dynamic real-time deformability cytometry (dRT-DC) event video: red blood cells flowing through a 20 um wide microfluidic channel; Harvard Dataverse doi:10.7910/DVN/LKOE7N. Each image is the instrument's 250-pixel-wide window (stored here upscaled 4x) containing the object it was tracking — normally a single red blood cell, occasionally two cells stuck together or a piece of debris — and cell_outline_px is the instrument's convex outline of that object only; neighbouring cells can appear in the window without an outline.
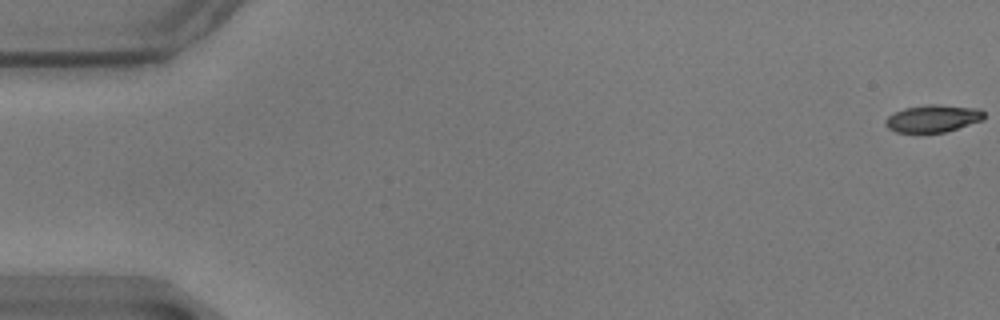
{"species": "common noctule bat (a hibernating species)", "species_latin": "Nyctalus noctula", "temperature_condition": "warm", "stored_images_in_passage": 9, "camera_frame_rate_fps": 3000, "um_per_image_px": 0.085, "animal": {"sex": "male", "body_mass_g": 17.9}, "frame": {"image": 1, "passage_image": 1, "time_ms": 0.0, "image_size_px": [1000, 320], "cell_outline_px": [[984, 120], [944, 132], [896, 132], [888, 128], [884, 124], [884, 120], [888, 116], [904, 108], [928, 104], [936, 104], [980, 108], [984, 112]], "centroid_in_image_um": [79.31, 10.06], "position_along_channel_um": 5.7, "area_um2": 15.72}}